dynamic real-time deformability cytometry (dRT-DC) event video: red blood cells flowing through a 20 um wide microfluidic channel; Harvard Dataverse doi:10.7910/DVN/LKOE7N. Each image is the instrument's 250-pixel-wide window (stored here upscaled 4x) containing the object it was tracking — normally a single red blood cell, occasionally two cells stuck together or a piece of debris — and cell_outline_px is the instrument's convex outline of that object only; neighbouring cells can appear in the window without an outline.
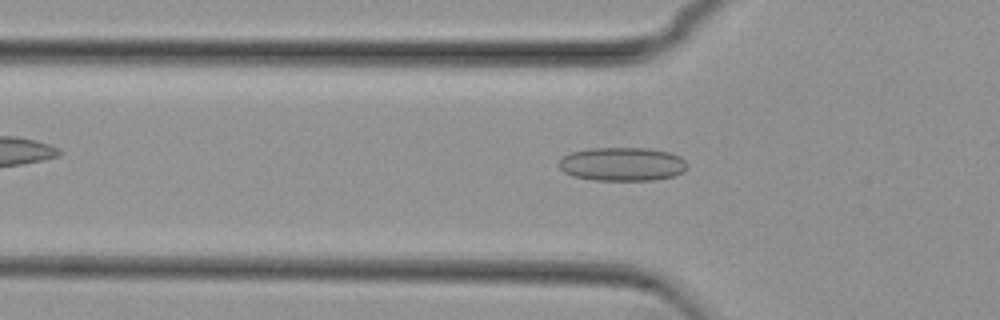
{"species": "common noctule bat (a hibernating species)", "species_latin": "Nyctalus noctula", "temperature_condition": "cold", "stored_images_in_passage": 48, "camera_frame_rate_fps": 3000, "um_per_image_px": 0.085, "animal": {"sex": "female", "body_mass_g": 29.2, "forearm_length_mm": 56.3}, "frame": {"image": 1, "passage_image": 11, "time_ms": 3.333, "image_size_px": [1000, 320], "cell_outline_px": [[688, 168], [684, 172], [672, 176], [652, 180], [596, 180], [572, 176], [564, 172], [560, 168], [560, 160], [564, 156], [572, 152], [588, 148], [648, 148], [668, 152], [680, 156], [688, 164]], "centroid_in_image_um": [52.92, 13.95], "position_along_channel_um": 72.9, "area_um2": 25.14}}
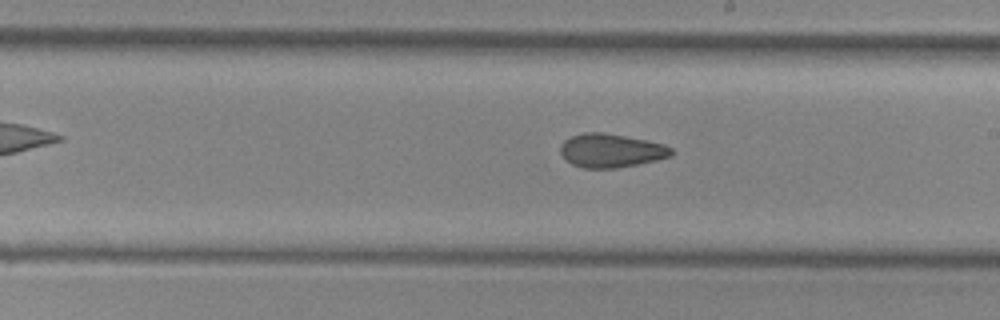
{"frame": {"image": 2, "passage_image": 24, "time_ms": 7.667, "image_size_px": [1000, 320], "cell_outline_px": [[672, 156], [656, 160], [616, 168], [584, 168], [572, 164], [560, 152], [560, 144], [564, 140], [572, 136], [584, 132], [604, 132], [664, 144], [672, 148]], "centroid_in_image_um": [51.92, 12.79], "position_along_channel_um": 237.1, "area_um2": 21.56}}
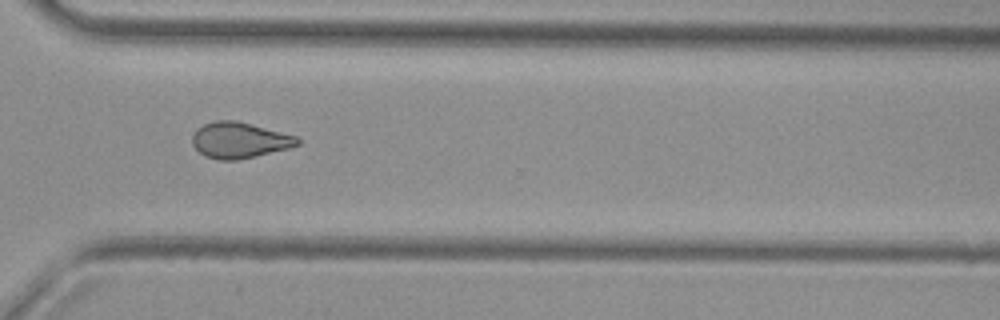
{"frame": {"image": 3, "passage_image": 33, "time_ms": 10.667, "image_size_px": [1000, 320], "cell_outline_px": [[300, 144], [288, 148], [256, 156], [236, 160], [220, 160], [204, 156], [192, 144], [192, 136], [196, 128], [204, 124], [216, 120], [236, 120], [296, 136], [300, 140]], "centroid_in_image_um": [20.32, 11.91], "position_along_channel_um": 350.3, "area_um2": 21.91}, "authors_computed_cell_mechanics": {"area_um2": 22.2241, "velocity_mm_per_s": 3.7735, "shape_relaxation_time_tau1_ms": null, "shape_relaxation_time_tau2_ms": 3.1685, "deformation_change_tau1": null, "deformation_change_tau2": 0.0972}}